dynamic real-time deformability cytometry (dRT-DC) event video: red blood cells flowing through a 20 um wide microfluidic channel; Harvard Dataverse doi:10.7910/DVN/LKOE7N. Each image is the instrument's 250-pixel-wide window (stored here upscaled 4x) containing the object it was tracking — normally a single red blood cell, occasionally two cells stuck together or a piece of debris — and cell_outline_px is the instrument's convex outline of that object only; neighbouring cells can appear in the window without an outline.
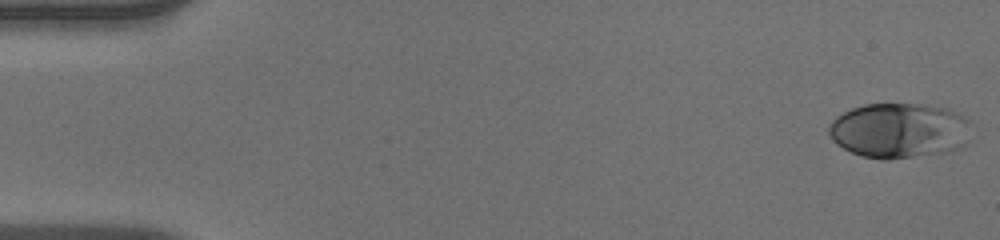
{"species": "human", "species_latin": "Homo sapiens", "temperature_condition": "warm", "stored_images_in_passage": 49, "camera_frame_rate_fps": 3000, "um_per_image_px": 0.085, "donor": {"sex": "male"}, "frame": {"image": 1, "passage_image": 1, "time_ms": 0.0, "image_size_px": [1000, 240], "cell_outline_px": [[968, 140], [960, 148], [952, 152], [888, 160], [884, 160], [860, 156], [836, 144], [832, 140], [828, 132], [828, 124], [836, 116], [852, 108], [864, 104], [928, 104], [948, 108], [964, 116], [968, 120]], "centroid_in_image_um": [76.42, 11.1], "position_along_channel_um": 8.6, "area_um2": 46.36}}
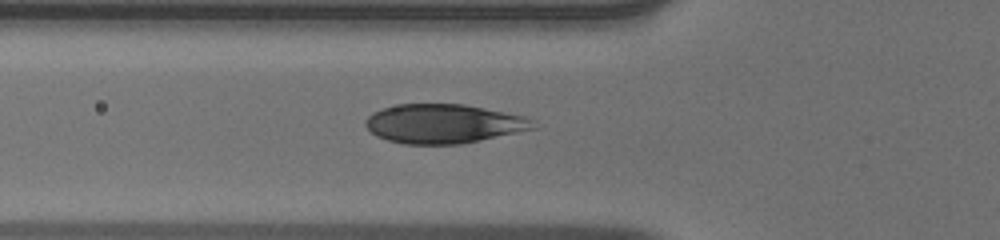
{"frame": {"image": 2, "passage_image": 18, "time_ms": 5.667, "image_size_px": [1000, 240], "cell_outline_px": [[540, 128], [460, 144], [404, 144], [388, 140], [376, 136], [364, 124], [364, 120], [372, 112], [384, 108], [400, 104], [464, 104], [524, 116], [536, 120]], "centroid_in_image_um": [37.75, 10.52], "position_along_channel_um": 88.0, "area_um2": 38.44}}
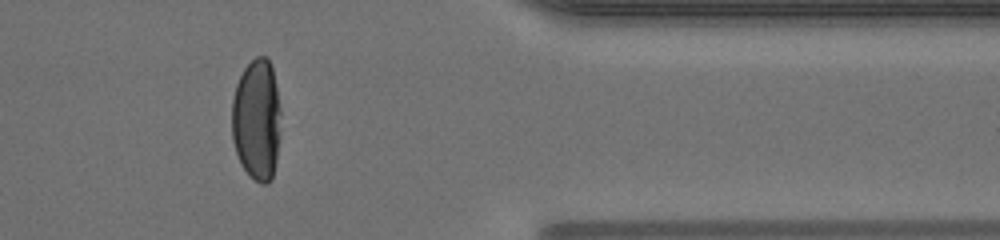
{"frame": {"image": 3, "passage_image": 42, "time_ms": 13.667, "image_size_px": [1000, 240], "cell_outline_px": [[280, 112], [276, 160], [272, 180], [268, 184], [260, 184], [248, 176], [240, 164], [232, 140], [232, 100], [236, 84], [244, 68], [256, 56], [268, 56], [272, 64], [280, 108]], "centroid_in_image_um": [21.8, 10.19], "position_along_channel_um": 389.6, "area_um2": 34.97}, "authors_computed_cell_mechanics": {"area_um2": 40.3444, "velocity_mm_per_s": 3.9869, "shape_relaxation_time_tau1_ms": 4.951, "shape_relaxation_time_tau2_ms": null, "deformation_change_tau1": 0.2427, "deformation_change_tau2": null}}